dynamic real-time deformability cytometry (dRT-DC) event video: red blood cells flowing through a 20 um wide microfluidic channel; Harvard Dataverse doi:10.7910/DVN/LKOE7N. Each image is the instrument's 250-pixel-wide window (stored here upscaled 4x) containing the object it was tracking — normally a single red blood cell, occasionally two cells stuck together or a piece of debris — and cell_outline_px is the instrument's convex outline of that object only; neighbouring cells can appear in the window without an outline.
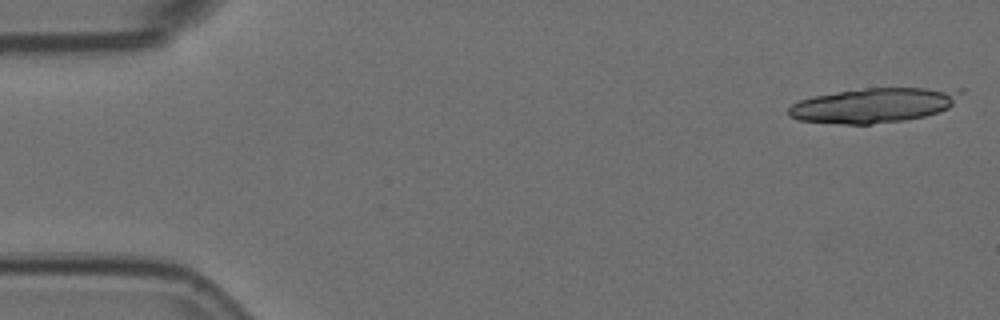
{"species": "Egyptian fruit bat (a non-hibernating species)", "species_latin": "Rousettus aegyptiacus", "temperature_condition": "room temperature", "stored_images_in_passage": 12, "camera_frame_rate_fps": 3000, "um_per_image_px": 0.085, "animal": {"sex": "female"}, "frame": {"image": 1, "passage_image": 1, "time_ms": 0.0, "image_size_px": [1000, 320], "cell_outline_px": [[964, 92], [948, 108], [924, 116], [904, 120], [872, 124], [844, 124], [800, 120], [788, 116], [788, 108], [792, 104], [800, 100], [812, 96], [836, 92], [864, 88], [964, 88]], "centroid_in_image_um": [74.28, 8.93], "position_along_channel_um": 10.7, "area_um2": 34.8}}